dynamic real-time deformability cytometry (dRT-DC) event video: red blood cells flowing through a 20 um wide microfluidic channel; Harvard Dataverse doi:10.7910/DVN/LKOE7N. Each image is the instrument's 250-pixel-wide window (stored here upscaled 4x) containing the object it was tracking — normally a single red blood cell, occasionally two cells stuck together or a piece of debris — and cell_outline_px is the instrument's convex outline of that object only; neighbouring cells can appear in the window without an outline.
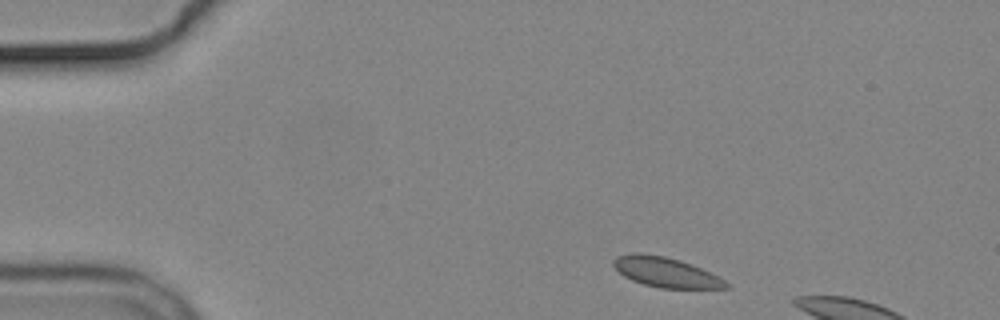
{"species": "common noctule bat (a hibernating species)", "species_latin": "Nyctalus noctula", "temperature_condition": "cold", "stored_images_in_passage": 3, "camera_frame_rate_fps": 3000, "um_per_image_px": 0.085, "animal": {"sex": "male", "body_mass_g": 19.2, "forearm_length_mm": 51.8}, "frame": {"image": 1, "passage_image": 1, "time_ms": 0.0, "image_size_px": [1000, 320], "cell_outline_px": [[732, 288], [660, 288], [644, 284], [632, 280], [624, 276], [612, 264], [612, 260], [616, 256], [632, 252], [640, 252], [664, 256], [680, 260], [692, 264], [724, 280]], "centroid_in_image_um": [56.55, 23.12], "position_along_channel_um": 28.5, "area_um2": 19.54}}